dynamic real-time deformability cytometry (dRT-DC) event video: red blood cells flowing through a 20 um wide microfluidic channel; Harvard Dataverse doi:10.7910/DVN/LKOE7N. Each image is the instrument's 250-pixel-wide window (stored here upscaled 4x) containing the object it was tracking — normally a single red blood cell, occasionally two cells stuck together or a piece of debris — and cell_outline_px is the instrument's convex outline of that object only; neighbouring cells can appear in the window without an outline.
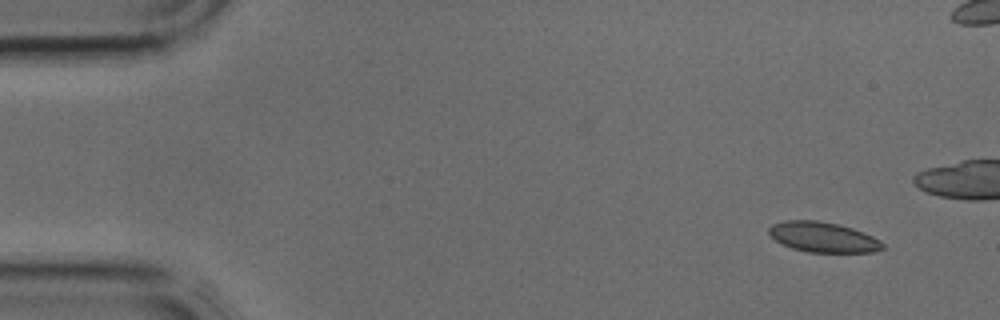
{"species": "common noctule bat (a hibernating species)", "species_latin": "Nyctalus noctula", "temperature_condition": "cold", "stored_images_in_passage": 3, "segment_of_instrument_passage": [2, 2], "camera_frame_rate_fps": 3000, "um_per_image_px": 0.085, "animal": {"sex": "male", "body_mass_g": 17.9, "forearm_length_mm": 54.2}, "frame": {"image": 1, "passage_image": 3, "time_ms": 0.667, "image_size_px": [1000, 320], "cell_outline_px": [[884, 248], [876, 252], [808, 252], [792, 248], [776, 240], [768, 232], [768, 228], [772, 224], [784, 220], [816, 220], [836, 224], [852, 228], [864, 232], [880, 240], [884, 244]], "centroid_in_image_um": [69.97, 20.15], "position_along_channel_um": 15.0, "area_um2": 19.94}}